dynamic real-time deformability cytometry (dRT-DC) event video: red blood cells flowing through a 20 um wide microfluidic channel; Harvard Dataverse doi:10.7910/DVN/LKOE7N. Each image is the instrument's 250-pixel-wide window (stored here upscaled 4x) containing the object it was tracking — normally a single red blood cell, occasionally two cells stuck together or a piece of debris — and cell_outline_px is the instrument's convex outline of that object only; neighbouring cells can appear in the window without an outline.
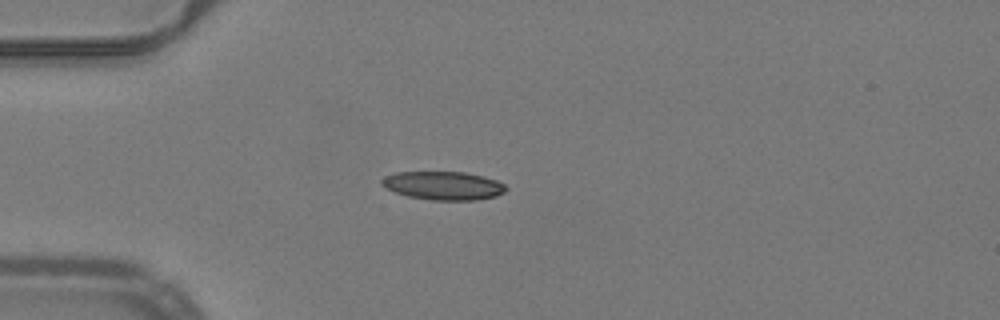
{"species": "common noctule bat (a hibernating species)", "species_latin": "Nyctalus noctula", "temperature_condition": "warm", "stored_images_in_passage": 38, "camera_frame_rate_fps": 3000, "um_per_image_px": 0.085, "animal": {"sex": "male", "body_mass_g": 19.2, "forearm_length_mm": 51.8}, "frame": {"image": 1, "passage_image": 1, "time_ms": 0.0, "image_size_px": [1000, 320], "cell_outline_px": [[508, 188], [504, 192], [496, 196], [476, 200], [432, 200], [408, 196], [396, 192], [380, 184], [380, 180], [384, 176], [396, 172], [464, 172], [484, 176], [496, 180], [504, 184]], "centroid_in_image_um": [37.7, 15.77], "position_along_channel_um": 47.3, "area_um2": 20.58}}
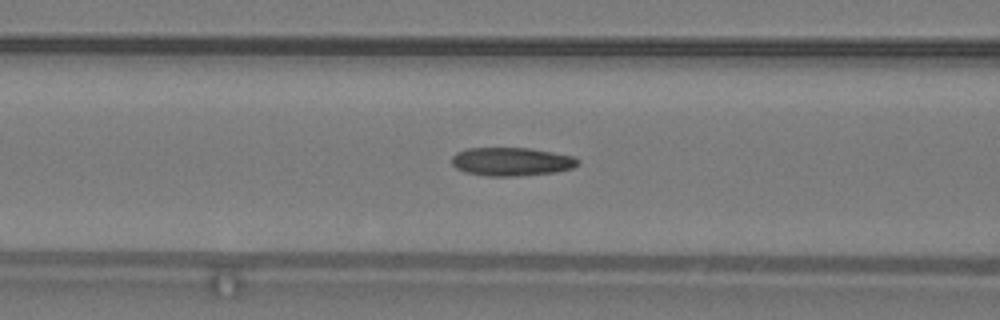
{"frame": {"image": 2, "passage_image": 8, "time_ms": 2.333, "image_size_px": [1000, 320], "cell_outline_px": [[580, 164], [572, 168], [556, 172], [516, 176], [488, 176], [464, 172], [456, 168], [452, 164], [452, 156], [456, 152], [468, 148], [528, 148], [576, 156], [580, 160]], "centroid_in_image_um": [43.5, 13.74], "position_along_channel_um": 123.1, "area_um2": 21.04}}
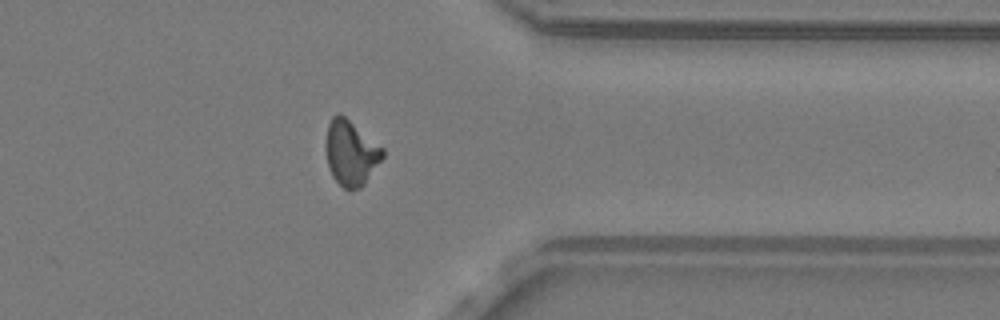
{"frame": {"image": 3, "passage_image": 28, "time_ms": 9.0, "image_size_px": [1000, 320], "cell_outline_px": [[384, 156], [364, 184], [360, 188], [344, 188], [332, 176], [328, 164], [324, 148], [324, 144], [328, 124], [332, 116], [336, 112], [340, 112], [384, 148]], "centroid_in_image_um": [29.8, 12.95], "position_along_channel_um": 381.6, "area_um2": 21.68}, "authors_computed_cell_mechanics": {"area_um2": 20.6346, "velocity_mm_per_s": 4.0064, "shape_relaxation_time_tau1_ms": null, "shape_relaxation_time_tau2_ms": 1.5523, "deformation_change_tau1": null, "deformation_change_tau2": 0.0865}}